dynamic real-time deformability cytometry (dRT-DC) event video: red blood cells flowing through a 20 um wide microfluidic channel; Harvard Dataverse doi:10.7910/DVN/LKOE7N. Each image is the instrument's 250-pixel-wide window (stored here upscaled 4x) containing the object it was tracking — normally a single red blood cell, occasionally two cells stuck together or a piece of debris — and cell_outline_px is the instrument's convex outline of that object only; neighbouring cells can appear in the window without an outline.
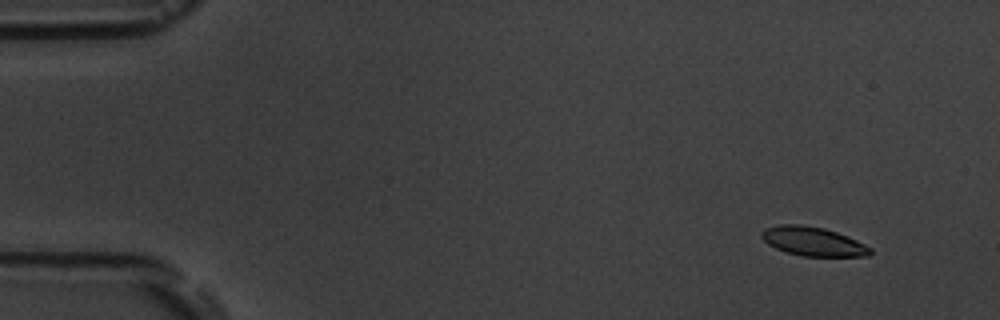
{"species": "common noctule bat (a hibernating species)", "species_latin": "Nyctalus noctula", "temperature_condition": "room temperature", "stored_images_in_passage": 8, "camera_frame_rate_fps": 3000, "um_per_image_px": 0.085, "animal": {"sex": "male", "body_mass_g": 19.5, "forearm_length_mm": 54.6}, "frame": {"image": 1, "passage_image": 2, "time_ms": 1.333, "image_size_px": [1000, 320], "cell_outline_px": [[872, 252], [868, 256], [800, 256], [776, 248], [768, 244], [760, 236], [760, 232], [764, 228], [780, 224], [800, 224], [824, 228], [836, 232], [856, 240], [872, 248]], "centroid_in_image_um": [69.08, 20.51], "position_along_channel_um": 15.9, "area_um2": 18.32}}
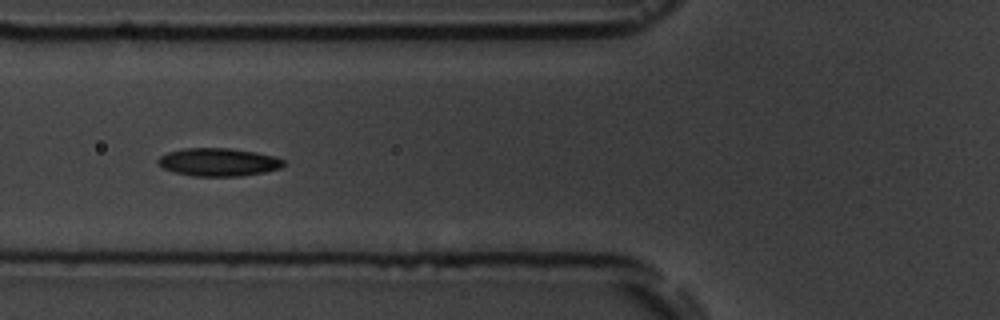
{"frame": {"image": 2, "passage_image": 7, "time_ms": 7.0, "image_size_px": [1000, 320], "cell_outline_px": [[284, 164], [280, 168], [264, 172], [240, 176], [192, 176], [176, 172], [164, 168], [156, 160], [160, 156], [168, 152], [184, 148], [228, 148], [256, 152], [272, 156], [284, 160]], "centroid_in_image_um": [18.56, 13.78], "position_along_channel_um": 107.2, "area_um2": 20.29}}
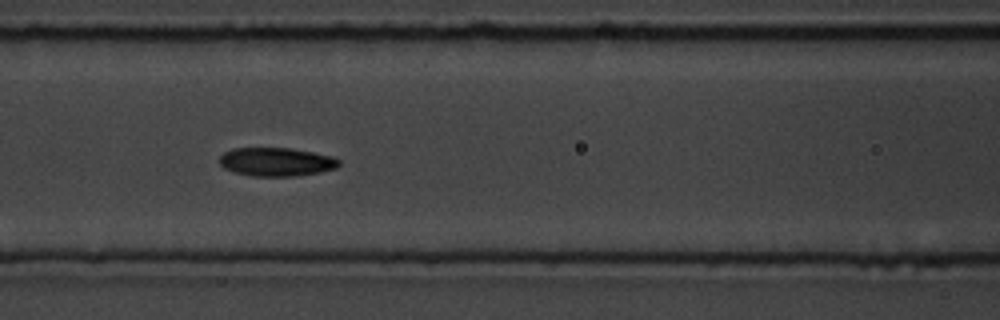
{"frame": {"image": 3, "passage_image": 8, "time_ms": 8.0, "image_size_px": [1000, 320], "cell_outline_px": [[340, 164], [336, 168], [320, 172], [296, 176], [252, 176], [236, 172], [224, 168], [220, 164], [220, 156], [224, 152], [232, 148], [292, 148], [332, 156], [340, 160]], "centroid_in_image_um": [23.5, 13.75], "position_along_channel_um": 143.1, "area_um2": 19.88}}